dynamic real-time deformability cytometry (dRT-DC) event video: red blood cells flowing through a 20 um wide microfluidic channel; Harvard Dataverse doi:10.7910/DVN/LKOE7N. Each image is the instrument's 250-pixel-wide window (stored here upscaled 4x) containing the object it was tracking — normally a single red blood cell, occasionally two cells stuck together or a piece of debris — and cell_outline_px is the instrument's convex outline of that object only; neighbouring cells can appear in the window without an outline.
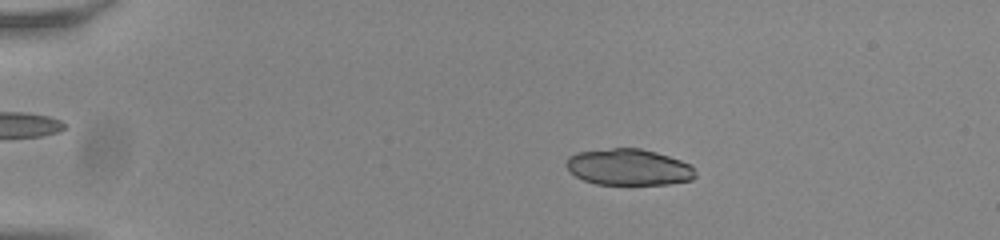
{"species": "common noctule bat (a hibernating species)", "species_latin": "Nyctalus noctula", "temperature_condition": "room temperature", "stored_images_in_passage": 54, "camera_frame_rate_fps": 3000, "um_per_image_px": 0.085, "animal": {"sex": "male", "body_mass_g": 20.0, "forearm_length_mm": 53.3}, "frame": {"image": 1, "passage_image": 11, "time_ms": 3.333, "image_size_px": [1000, 240], "cell_outline_px": [[696, 176], [692, 180], [668, 184], [596, 184], [584, 180], [576, 176], [564, 164], [568, 156], [576, 152], [612, 148], [640, 148], [656, 152], [692, 164], [696, 168]], "centroid_in_image_um": [53.46, 14.2], "position_along_channel_um": 31.5, "area_um2": 27.51}}